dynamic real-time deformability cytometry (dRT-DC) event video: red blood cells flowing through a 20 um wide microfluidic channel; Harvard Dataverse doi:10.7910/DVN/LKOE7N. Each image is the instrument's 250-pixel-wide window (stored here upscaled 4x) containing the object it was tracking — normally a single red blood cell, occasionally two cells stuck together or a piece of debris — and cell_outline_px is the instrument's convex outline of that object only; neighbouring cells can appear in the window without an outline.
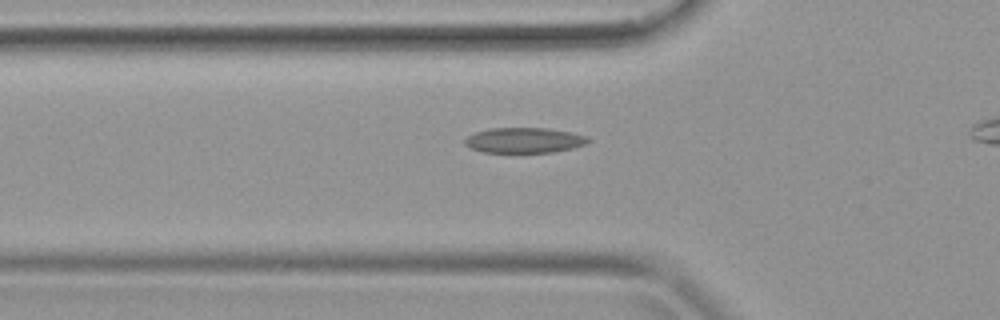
{"species": "common noctule bat (a hibernating species)", "species_latin": "Nyctalus noctula", "temperature_condition": "warm", "stored_images_in_passage": 29, "camera_frame_rate_fps": 3000, "um_per_image_px": 0.085, "animal": {"sex": "female", "body_mass_g": 19.9}, "frame": {"image": 1, "passage_image": 8, "time_ms": 2.333, "image_size_px": [1000, 320], "cell_outline_px": [[592, 140], [588, 144], [572, 148], [552, 152], [484, 152], [472, 148], [464, 144], [464, 140], [468, 136], [476, 132], [492, 128], [548, 128], [572, 132], [588, 136]], "centroid_in_image_um": [44.63, 11.92], "position_along_channel_um": 81.2, "area_um2": 18.21}}
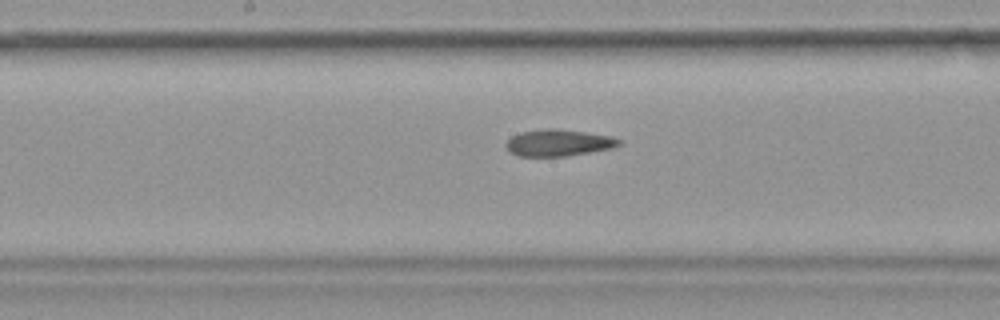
{"frame": {"image": 2, "passage_image": 15, "time_ms": 4.667, "image_size_px": [1000, 320], "cell_outline_px": [[620, 144], [612, 148], [568, 156], [520, 156], [508, 152], [504, 148], [504, 144], [512, 136], [520, 132], [544, 128], [556, 128], [612, 136], [620, 140]], "centroid_in_image_um": [47.41, 12.13], "position_along_channel_um": 200.8, "area_um2": 17.69}}
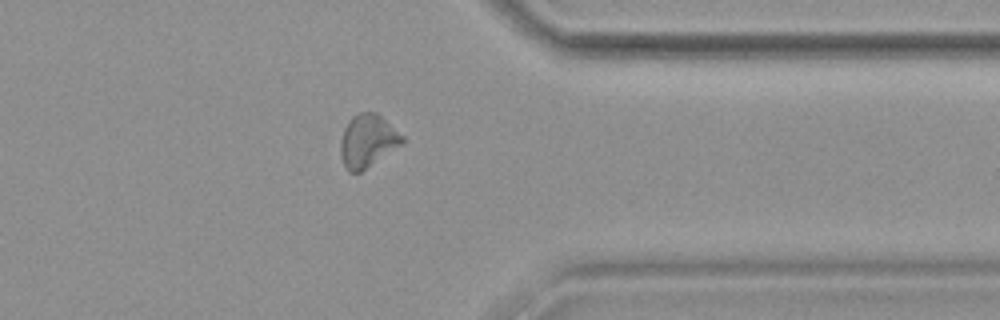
{"frame": {"image": 3, "passage_image": 26, "time_ms": 8.333, "image_size_px": [1000, 320], "cell_outline_px": [[404, 144], [360, 172], [348, 172], [344, 168], [340, 156], [340, 140], [344, 128], [348, 120], [352, 116], [360, 112], [376, 112], [404, 136]], "centroid_in_image_um": [31.23, 11.99], "position_along_channel_um": 380.2, "area_um2": 19.25}}